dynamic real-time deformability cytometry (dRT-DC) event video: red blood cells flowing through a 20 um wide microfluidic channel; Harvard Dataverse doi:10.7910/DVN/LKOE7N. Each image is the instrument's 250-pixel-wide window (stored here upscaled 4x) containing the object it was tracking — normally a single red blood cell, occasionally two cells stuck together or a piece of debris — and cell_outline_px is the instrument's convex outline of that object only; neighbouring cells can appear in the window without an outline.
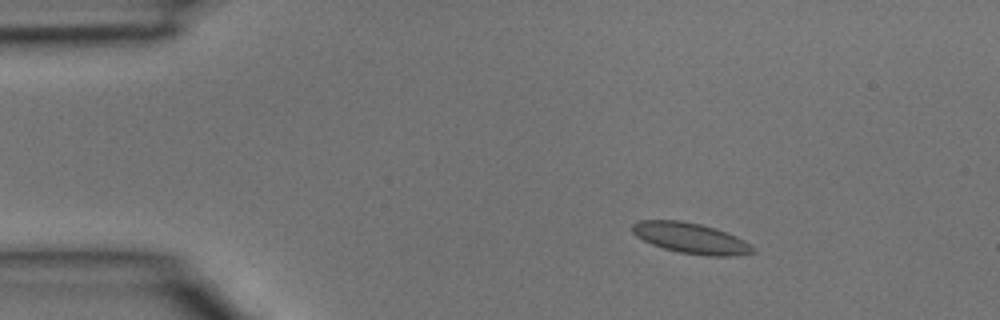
{"species": "common noctule bat (a hibernating species)", "species_latin": "Nyctalus noctula", "temperature_condition": "room temperature", "stored_images_in_passage": 2, "camera_frame_rate_fps": 3000, "um_per_image_px": 0.085, "animal": {"sex": "male", "body_mass_g": 15.6}, "frame": {"image": 1, "passage_image": 1, "time_ms": 0.0, "image_size_px": [1000, 320], "cell_outline_px": [[756, 252], [736, 256], [708, 256], [680, 252], [664, 248], [652, 244], [636, 236], [632, 232], [632, 224], [640, 220], [680, 220], [700, 224], [716, 228], [736, 236], [744, 240]], "centroid_in_image_um": [58.71, 20.24], "position_along_channel_um": 26.3, "area_um2": 21.39}}